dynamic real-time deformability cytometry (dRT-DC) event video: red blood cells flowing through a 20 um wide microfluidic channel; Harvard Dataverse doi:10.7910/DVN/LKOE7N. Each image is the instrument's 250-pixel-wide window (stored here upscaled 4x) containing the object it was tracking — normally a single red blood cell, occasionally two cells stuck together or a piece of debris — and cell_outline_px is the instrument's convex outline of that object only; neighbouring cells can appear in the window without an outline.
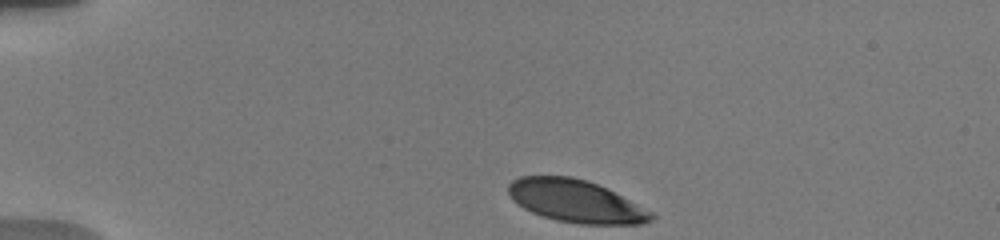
{"species": "human", "species_latin": "Homo sapiens", "temperature_condition": "warm", "stored_images_in_passage": 50, "camera_frame_rate_fps": 3000, "um_per_image_px": 0.085, "donor": {"sex": "male"}, "frame": {"image": 1, "passage_image": 1, "time_ms": 0.0, "image_size_px": [1000, 240], "cell_outline_px": [[656, 216], [652, 220], [640, 224], [580, 224], [556, 220], [540, 216], [524, 208], [512, 200], [508, 192], [508, 184], [512, 180], [520, 176], [572, 176], [588, 180], [652, 212]], "centroid_in_image_um": [48.88, 17.1], "position_along_channel_um": 36.1, "area_um2": 35.14}}
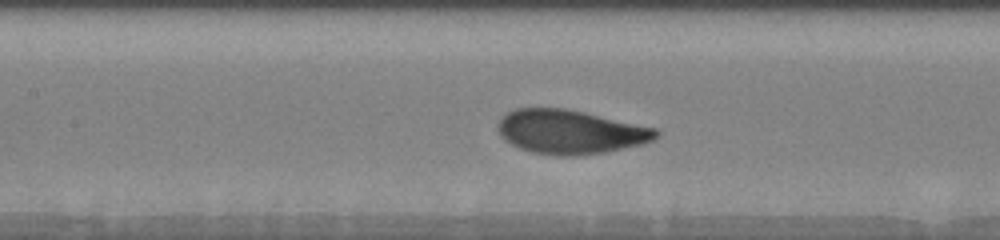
{"frame": {"image": 2, "passage_image": 19, "time_ms": 5.0, "image_size_px": [1000, 240], "cell_outline_px": [[660, 136], [644, 144], [604, 152], [576, 156], [556, 156], [532, 152], [520, 148], [504, 140], [500, 136], [496, 128], [496, 124], [508, 112], [516, 108], [564, 108], [584, 112], [656, 128], [660, 132]], "centroid_in_image_um": [48.46, 11.21], "position_along_channel_um": 158.9, "area_um2": 40.69}}
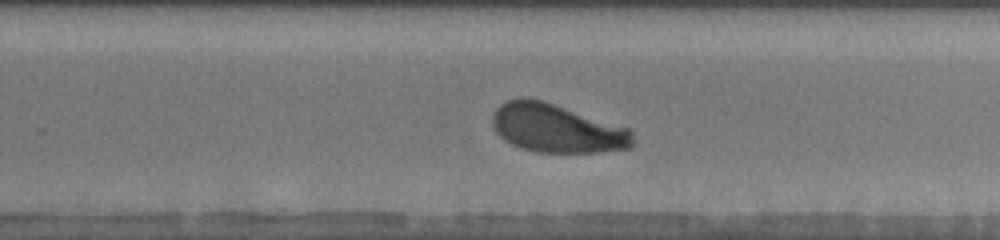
{"frame": {"image": 3, "passage_image": 29, "time_ms": 8.333, "image_size_px": [1000, 240], "cell_outline_px": [[632, 148], [596, 152], [536, 152], [520, 148], [504, 140], [496, 132], [492, 124], [492, 116], [496, 108], [500, 104], [508, 100], [544, 100], [628, 128], [632, 132]], "centroid_in_image_um": [47.32, 10.93], "position_along_channel_um": 282.5, "area_um2": 39.3}, "authors_computed_cell_mechanics": {"area_um2": 39.9976, "velocity_mm_per_s": 3.7164, "shape_relaxation_time_tau1_ms": 1.9195, "shape_relaxation_time_tau2_ms": null, "deformation_change_tau1": 0.1453, "deformation_change_tau2": null}}